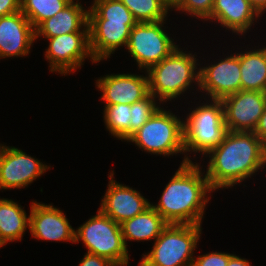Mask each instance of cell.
Returning a JSON list of instances; mask_svg holds the SVG:
<instances>
[{
    "label": "cell",
    "mask_w": 266,
    "mask_h": 266,
    "mask_svg": "<svg viewBox=\"0 0 266 266\" xmlns=\"http://www.w3.org/2000/svg\"><path fill=\"white\" fill-rule=\"evenodd\" d=\"M120 1L130 10L137 23L166 20L168 10L171 9L163 0Z\"/></svg>",
    "instance_id": "24"
},
{
    "label": "cell",
    "mask_w": 266,
    "mask_h": 266,
    "mask_svg": "<svg viewBox=\"0 0 266 266\" xmlns=\"http://www.w3.org/2000/svg\"><path fill=\"white\" fill-rule=\"evenodd\" d=\"M137 22L88 20L89 46L95 62L110 58L118 47L126 46Z\"/></svg>",
    "instance_id": "15"
},
{
    "label": "cell",
    "mask_w": 266,
    "mask_h": 266,
    "mask_svg": "<svg viewBox=\"0 0 266 266\" xmlns=\"http://www.w3.org/2000/svg\"><path fill=\"white\" fill-rule=\"evenodd\" d=\"M72 0H20V11L36 29L43 21L62 11Z\"/></svg>",
    "instance_id": "23"
},
{
    "label": "cell",
    "mask_w": 266,
    "mask_h": 266,
    "mask_svg": "<svg viewBox=\"0 0 266 266\" xmlns=\"http://www.w3.org/2000/svg\"><path fill=\"white\" fill-rule=\"evenodd\" d=\"M29 217V230L34 238L75 243V229L66 215L52 204L33 201Z\"/></svg>",
    "instance_id": "14"
},
{
    "label": "cell",
    "mask_w": 266,
    "mask_h": 266,
    "mask_svg": "<svg viewBox=\"0 0 266 266\" xmlns=\"http://www.w3.org/2000/svg\"><path fill=\"white\" fill-rule=\"evenodd\" d=\"M35 40V29L21 11L0 17V58L26 56Z\"/></svg>",
    "instance_id": "17"
},
{
    "label": "cell",
    "mask_w": 266,
    "mask_h": 266,
    "mask_svg": "<svg viewBox=\"0 0 266 266\" xmlns=\"http://www.w3.org/2000/svg\"><path fill=\"white\" fill-rule=\"evenodd\" d=\"M30 217L17 202L0 198V237L8 242L22 240L26 228H29Z\"/></svg>",
    "instance_id": "22"
},
{
    "label": "cell",
    "mask_w": 266,
    "mask_h": 266,
    "mask_svg": "<svg viewBox=\"0 0 266 266\" xmlns=\"http://www.w3.org/2000/svg\"><path fill=\"white\" fill-rule=\"evenodd\" d=\"M88 12V20L137 22L130 10L120 0H94Z\"/></svg>",
    "instance_id": "25"
},
{
    "label": "cell",
    "mask_w": 266,
    "mask_h": 266,
    "mask_svg": "<svg viewBox=\"0 0 266 266\" xmlns=\"http://www.w3.org/2000/svg\"><path fill=\"white\" fill-rule=\"evenodd\" d=\"M201 231V225L168 224L139 266H192Z\"/></svg>",
    "instance_id": "4"
},
{
    "label": "cell",
    "mask_w": 266,
    "mask_h": 266,
    "mask_svg": "<svg viewBox=\"0 0 266 266\" xmlns=\"http://www.w3.org/2000/svg\"><path fill=\"white\" fill-rule=\"evenodd\" d=\"M183 121L170 110L166 111L159 107L127 142H133L142 150L154 155L169 156L181 152L184 154Z\"/></svg>",
    "instance_id": "6"
},
{
    "label": "cell",
    "mask_w": 266,
    "mask_h": 266,
    "mask_svg": "<svg viewBox=\"0 0 266 266\" xmlns=\"http://www.w3.org/2000/svg\"><path fill=\"white\" fill-rule=\"evenodd\" d=\"M167 225L168 223L152 206L120 224L126 247V241L129 240L138 242L156 240Z\"/></svg>",
    "instance_id": "20"
},
{
    "label": "cell",
    "mask_w": 266,
    "mask_h": 266,
    "mask_svg": "<svg viewBox=\"0 0 266 266\" xmlns=\"http://www.w3.org/2000/svg\"><path fill=\"white\" fill-rule=\"evenodd\" d=\"M165 20L140 22L130 31L127 50L138 63L139 69L148 70L151 66L168 57L179 45L163 30Z\"/></svg>",
    "instance_id": "8"
},
{
    "label": "cell",
    "mask_w": 266,
    "mask_h": 266,
    "mask_svg": "<svg viewBox=\"0 0 266 266\" xmlns=\"http://www.w3.org/2000/svg\"><path fill=\"white\" fill-rule=\"evenodd\" d=\"M258 17L260 15L249 0H214L211 16L207 20L218 21L222 27L243 35Z\"/></svg>",
    "instance_id": "19"
},
{
    "label": "cell",
    "mask_w": 266,
    "mask_h": 266,
    "mask_svg": "<svg viewBox=\"0 0 266 266\" xmlns=\"http://www.w3.org/2000/svg\"><path fill=\"white\" fill-rule=\"evenodd\" d=\"M207 154L210 161L205 175L213 191L233 187L266 165V145L254 132L227 130Z\"/></svg>",
    "instance_id": "1"
},
{
    "label": "cell",
    "mask_w": 266,
    "mask_h": 266,
    "mask_svg": "<svg viewBox=\"0 0 266 266\" xmlns=\"http://www.w3.org/2000/svg\"><path fill=\"white\" fill-rule=\"evenodd\" d=\"M199 164L185 155L179 169L165 186L159 203L151 206L168 224L201 225L204 209L213 192ZM203 176V177H202Z\"/></svg>",
    "instance_id": "2"
},
{
    "label": "cell",
    "mask_w": 266,
    "mask_h": 266,
    "mask_svg": "<svg viewBox=\"0 0 266 266\" xmlns=\"http://www.w3.org/2000/svg\"><path fill=\"white\" fill-rule=\"evenodd\" d=\"M240 59L241 90L266 92V47L237 53Z\"/></svg>",
    "instance_id": "21"
},
{
    "label": "cell",
    "mask_w": 266,
    "mask_h": 266,
    "mask_svg": "<svg viewBox=\"0 0 266 266\" xmlns=\"http://www.w3.org/2000/svg\"><path fill=\"white\" fill-rule=\"evenodd\" d=\"M78 266H117V265L105 257L86 253Z\"/></svg>",
    "instance_id": "30"
},
{
    "label": "cell",
    "mask_w": 266,
    "mask_h": 266,
    "mask_svg": "<svg viewBox=\"0 0 266 266\" xmlns=\"http://www.w3.org/2000/svg\"><path fill=\"white\" fill-rule=\"evenodd\" d=\"M220 101L224 109L226 130L254 132L266 107V92L240 90Z\"/></svg>",
    "instance_id": "10"
},
{
    "label": "cell",
    "mask_w": 266,
    "mask_h": 266,
    "mask_svg": "<svg viewBox=\"0 0 266 266\" xmlns=\"http://www.w3.org/2000/svg\"><path fill=\"white\" fill-rule=\"evenodd\" d=\"M227 266H251V265H250L248 260H246L244 258L242 259L239 256H236L233 254L229 258Z\"/></svg>",
    "instance_id": "33"
},
{
    "label": "cell",
    "mask_w": 266,
    "mask_h": 266,
    "mask_svg": "<svg viewBox=\"0 0 266 266\" xmlns=\"http://www.w3.org/2000/svg\"><path fill=\"white\" fill-rule=\"evenodd\" d=\"M183 121L184 149L186 152H201L204 156L215 148L226 133L224 109L220 100L211 99L198 106Z\"/></svg>",
    "instance_id": "7"
},
{
    "label": "cell",
    "mask_w": 266,
    "mask_h": 266,
    "mask_svg": "<svg viewBox=\"0 0 266 266\" xmlns=\"http://www.w3.org/2000/svg\"><path fill=\"white\" fill-rule=\"evenodd\" d=\"M20 11V0H0V17Z\"/></svg>",
    "instance_id": "31"
},
{
    "label": "cell",
    "mask_w": 266,
    "mask_h": 266,
    "mask_svg": "<svg viewBox=\"0 0 266 266\" xmlns=\"http://www.w3.org/2000/svg\"><path fill=\"white\" fill-rule=\"evenodd\" d=\"M104 123L109 133L120 140L129 139L131 104L104 106Z\"/></svg>",
    "instance_id": "26"
},
{
    "label": "cell",
    "mask_w": 266,
    "mask_h": 266,
    "mask_svg": "<svg viewBox=\"0 0 266 266\" xmlns=\"http://www.w3.org/2000/svg\"><path fill=\"white\" fill-rule=\"evenodd\" d=\"M6 243L1 239V237H0V248L2 247V246H4Z\"/></svg>",
    "instance_id": "36"
},
{
    "label": "cell",
    "mask_w": 266,
    "mask_h": 266,
    "mask_svg": "<svg viewBox=\"0 0 266 266\" xmlns=\"http://www.w3.org/2000/svg\"><path fill=\"white\" fill-rule=\"evenodd\" d=\"M78 1L72 0L62 11L43 21L35 29V39L40 36L52 38L74 32H89V10H84Z\"/></svg>",
    "instance_id": "18"
},
{
    "label": "cell",
    "mask_w": 266,
    "mask_h": 266,
    "mask_svg": "<svg viewBox=\"0 0 266 266\" xmlns=\"http://www.w3.org/2000/svg\"><path fill=\"white\" fill-rule=\"evenodd\" d=\"M251 6L257 11L261 16L262 12L265 13L266 10V0H249Z\"/></svg>",
    "instance_id": "34"
},
{
    "label": "cell",
    "mask_w": 266,
    "mask_h": 266,
    "mask_svg": "<svg viewBox=\"0 0 266 266\" xmlns=\"http://www.w3.org/2000/svg\"><path fill=\"white\" fill-rule=\"evenodd\" d=\"M156 98L149 93L145 98L131 104L129 138L142 127L159 108ZM157 105V106H156Z\"/></svg>",
    "instance_id": "27"
},
{
    "label": "cell",
    "mask_w": 266,
    "mask_h": 266,
    "mask_svg": "<svg viewBox=\"0 0 266 266\" xmlns=\"http://www.w3.org/2000/svg\"><path fill=\"white\" fill-rule=\"evenodd\" d=\"M192 53H185L179 46L161 62L151 66L148 74L149 93L159 102L180 97L192 82L199 88V65Z\"/></svg>",
    "instance_id": "3"
},
{
    "label": "cell",
    "mask_w": 266,
    "mask_h": 266,
    "mask_svg": "<svg viewBox=\"0 0 266 266\" xmlns=\"http://www.w3.org/2000/svg\"><path fill=\"white\" fill-rule=\"evenodd\" d=\"M80 239L87 253L105 257L117 266H126L129 261L120 224L105 215L100 209L75 231V243Z\"/></svg>",
    "instance_id": "5"
},
{
    "label": "cell",
    "mask_w": 266,
    "mask_h": 266,
    "mask_svg": "<svg viewBox=\"0 0 266 266\" xmlns=\"http://www.w3.org/2000/svg\"><path fill=\"white\" fill-rule=\"evenodd\" d=\"M199 70L200 91H205L210 99L221 100L241 90L240 59L236 53Z\"/></svg>",
    "instance_id": "12"
},
{
    "label": "cell",
    "mask_w": 266,
    "mask_h": 266,
    "mask_svg": "<svg viewBox=\"0 0 266 266\" xmlns=\"http://www.w3.org/2000/svg\"><path fill=\"white\" fill-rule=\"evenodd\" d=\"M254 133L266 145V107L258 121V124L254 130Z\"/></svg>",
    "instance_id": "32"
},
{
    "label": "cell",
    "mask_w": 266,
    "mask_h": 266,
    "mask_svg": "<svg viewBox=\"0 0 266 266\" xmlns=\"http://www.w3.org/2000/svg\"><path fill=\"white\" fill-rule=\"evenodd\" d=\"M232 255L226 252H210L197 258L194 257L192 266H227Z\"/></svg>",
    "instance_id": "29"
},
{
    "label": "cell",
    "mask_w": 266,
    "mask_h": 266,
    "mask_svg": "<svg viewBox=\"0 0 266 266\" xmlns=\"http://www.w3.org/2000/svg\"><path fill=\"white\" fill-rule=\"evenodd\" d=\"M214 0H180L174 7L175 10L189 13V15L201 20H206L211 16Z\"/></svg>",
    "instance_id": "28"
},
{
    "label": "cell",
    "mask_w": 266,
    "mask_h": 266,
    "mask_svg": "<svg viewBox=\"0 0 266 266\" xmlns=\"http://www.w3.org/2000/svg\"><path fill=\"white\" fill-rule=\"evenodd\" d=\"M170 8H174L180 0H163Z\"/></svg>",
    "instance_id": "35"
},
{
    "label": "cell",
    "mask_w": 266,
    "mask_h": 266,
    "mask_svg": "<svg viewBox=\"0 0 266 266\" xmlns=\"http://www.w3.org/2000/svg\"><path fill=\"white\" fill-rule=\"evenodd\" d=\"M46 39L50 42L45 57L50 63L51 72L62 75L75 72L87 57L96 63L90 51L89 32H74Z\"/></svg>",
    "instance_id": "9"
},
{
    "label": "cell",
    "mask_w": 266,
    "mask_h": 266,
    "mask_svg": "<svg viewBox=\"0 0 266 266\" xmlns=\"http://www.w3.org/2000/svg\"><path fill=\"white\" fill-rule=\"evenodd\" d=\"M114 172H110L108 189L101 200L100 210L118 224L143 213L151 206L150 202L129 186L117 183Z\"/></svg>",
    "instance_id": "13"
},
{
    "label": "cell",
    "mask_w": 266,
    "mask_h": 266,
    "mask_svg": "<svg viewBox=\"0 0 266 266\" xmlns=\"http://www.w3.org/2000/svg\"><path fill=\"white\" fill-rule=\"evenodd\" d=\"M96 86L102 91L105 106L133 104L149 94L148 75L111 74L97 79Z\"/></svg>",
    "instance_id": "16"
},
{
    "label": "cell",
    "mask_w": 266,
    "mask_h": 266,
    "mask_svg": "<svg viewBox=\"0 0 266 266\" xmlns=\"http://www.w3.org/2000/svg\"><path fill=\"white\" fill-rule=\"evenodd\" d=\"M49 168L18 148L2 145L0 147V190L24 188Z\"/></svg>",
    "instance_id": "11"
}]
</instances>
